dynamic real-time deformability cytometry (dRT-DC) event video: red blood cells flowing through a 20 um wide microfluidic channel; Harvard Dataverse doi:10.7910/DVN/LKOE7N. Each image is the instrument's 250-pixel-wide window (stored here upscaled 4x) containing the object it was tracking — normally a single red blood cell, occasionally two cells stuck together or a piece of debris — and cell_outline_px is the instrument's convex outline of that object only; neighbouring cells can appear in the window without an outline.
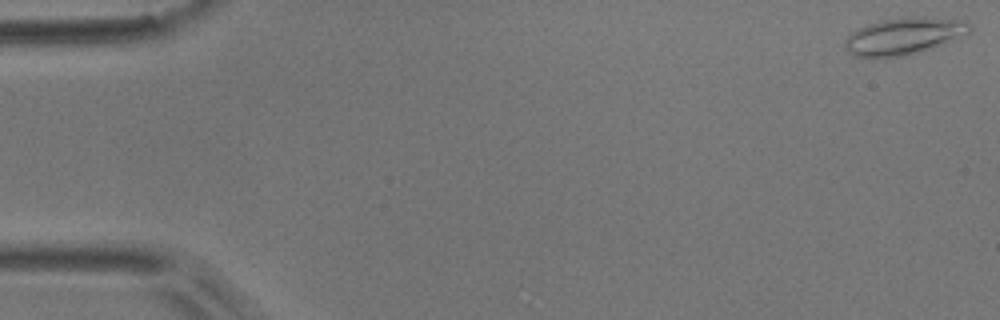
{"species": "common noctule bat (a hibernating species)", "species_latin": "Nyctalus noctula", "temperature_condition": "room temperature", "stored_images_in_passage": 6, "camera_frame_rate_fps": 3000, "um_per_image_px": 0.085, "animal": {"sex": "male", "body_mass_g": 17.9}, "frame": {"image": 1, "passage_image": 1, "time_ms": 0.0, "image_size_px": [1000, 320], "cell_outline_px": [[972, 28], [968, 32], [952, 40], [920, 52], [904, 56], [872, 60], [852, 56], [844, 48], [844, 40], [856, 28], [868, 24], [884, 20], [908, 16], [924, 16], [968, 20], [972, 24]], "centroid_in_image_um": [76.78, 3.09], "position_along_channel_um": 8.2, "area_um2": 27.63}}